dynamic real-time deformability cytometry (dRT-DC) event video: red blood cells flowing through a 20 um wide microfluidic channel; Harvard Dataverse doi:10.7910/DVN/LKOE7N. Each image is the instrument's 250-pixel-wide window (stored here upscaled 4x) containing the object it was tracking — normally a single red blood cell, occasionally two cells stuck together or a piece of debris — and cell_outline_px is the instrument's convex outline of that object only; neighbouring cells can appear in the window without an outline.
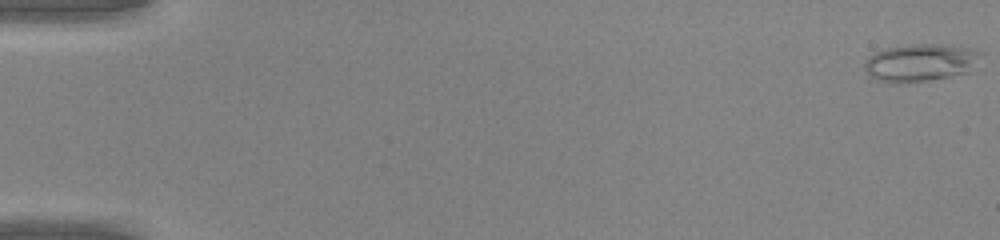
{"species": "common noctule bat (a hibernating species)", "species_latin": "Nyctalus noctula", "temperature_condition": "warm", "stored_images_in_passage": 10, "camera_frame_rate_fps": 3000, "um_per_image_px": 0.085, "animal": {"sex": "male", "body_mass_g": 20.0, "forearm_length_mm": 53.3}, "frame": {"image": 1, "passage_image": 1, "time_ms": 0.0, "image_size_px": [1000, 240], "cell_outline_px": [[976, 52], [968, 72], [948, 76], [924, 80], [880, 80], [872, 76], [864, 68], [864, 60], [876, 52], [888, 48], [908, 44], [944, 44], [968, 48]], "centroid_in_image_um": [78.14, 5.27], "position_along_channel_um": 6.9, "area_um2": 23.76}}